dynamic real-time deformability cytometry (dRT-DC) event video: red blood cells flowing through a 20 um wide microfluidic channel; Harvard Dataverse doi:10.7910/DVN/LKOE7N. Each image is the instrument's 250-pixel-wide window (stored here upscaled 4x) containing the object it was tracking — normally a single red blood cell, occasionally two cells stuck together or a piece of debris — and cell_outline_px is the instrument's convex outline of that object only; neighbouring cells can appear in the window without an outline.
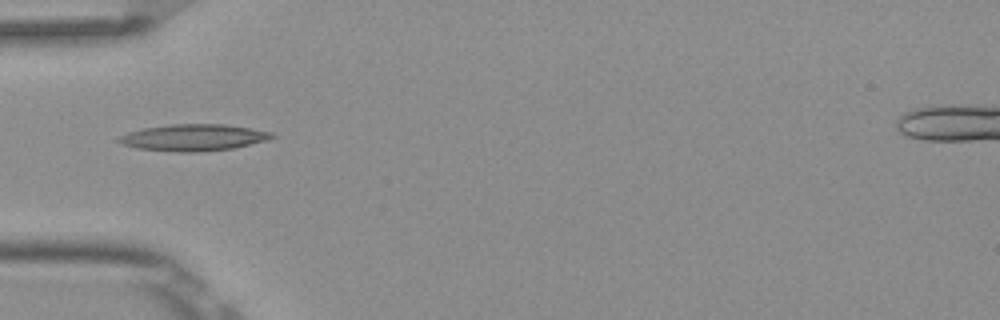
{"species": "Egyptian fruit bat (a non-hibernating species)", "species_latin": "Rousettus aegyptiacus", "temperature_condition": "room temperature", "stored_images_in_passage": 5, "camera_frame_rate_fps": 3000, "um_per_image_px": 0.085, "frame": {"image": 1, "passage_image": 5, "time_ms": 1.333, "image_size_px": [1000, 320], "cell_outline_px": [[276, 136], [264, 140], [232, 148], [200, 152], [176, 152], [136, 148], [124, 144], [116, 140], [116, 136], [128, 132], [144, 128], [172, 124], [224, 124], [272, 132]], "centroid_in_image_um": [16.37, 11.69], "position_along_channel_um": 68.6, "area_um2": 23.52}}